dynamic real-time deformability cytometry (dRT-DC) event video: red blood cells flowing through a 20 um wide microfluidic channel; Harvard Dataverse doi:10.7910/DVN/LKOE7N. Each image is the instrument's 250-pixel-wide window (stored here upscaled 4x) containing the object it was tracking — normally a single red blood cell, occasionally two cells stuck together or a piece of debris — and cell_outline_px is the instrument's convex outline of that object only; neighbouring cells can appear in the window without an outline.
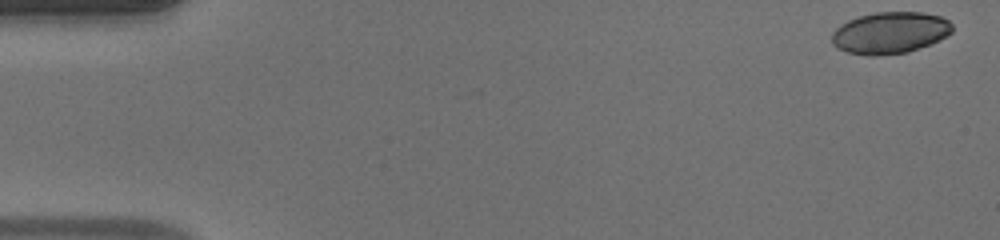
{"species": "human", "species_latin": "Homo sapiens", "temperature_condition": "warm", "stored_images_in_passage": 49, "camera_frame_rate_fps": 3000, "um_per_image_px": 0.085, "donor": {"sex": "male"}, "frame": {"image": 1, "passage_image": 1, "time_ms": 0.0, "image_size_px": [1000, 240], "cell_outline_px": [[952, 32], [948, 36], [940, 40], [908, 52], [876, 56], [868, 56], [848, 52], [836, 48], [832, 44], [832, 32], [840, 24], [848, 20], [860, 16], [876, 12], [920, 12], [940, 16], [948, 20], [952, 24]], "centroid_in_image_um": [75.64, 2.79], "position_along_channel_um": 9.4, "area_um2": 29.42}}
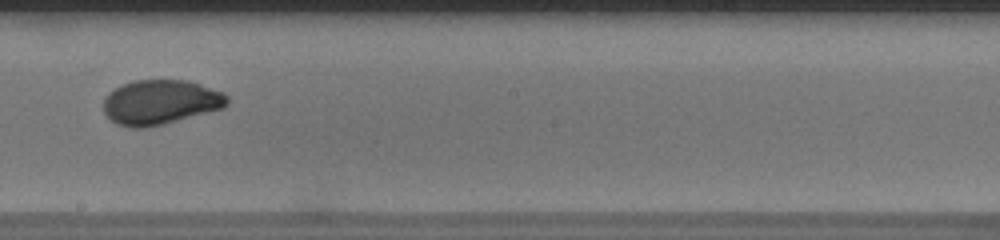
{"frame": {"image": 2, "passage_image": 28, "time_ms": 9.0, "image_size_px": [1000, 240], "cell_outline_px": [[228, 104], [224, 108], [164, 124], [144, 128], [132, 128], [116, 124], [104, 112], [104, 96], [108, 92], [124, 84], [136, 80], [188, 80], [224, 92], [228, 96]], "centroid_in_image_um": [13.65, 8.69], "position_along_channel_um": 234.5, "area_um2": 32.31}}
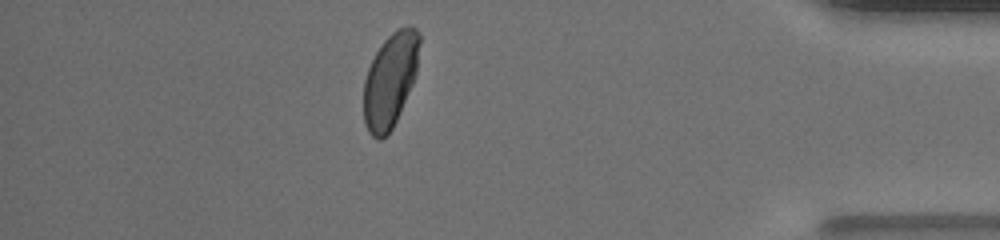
{"frame": {"image": 3, "passage_image": 43, "time_ms": 14.0, "image_size_px": [1000, 240], "cell_outline_px": [[420, 40], [416, 72], [412, 84], [396, 120], [392, 128], [380, 140], [376, 140], [368, 132], [364, 124], [364, 80], [368, 68], [380, 44], [396, 28], [408, 24], [416, 28], [420, 32]], "centroid_in_image_um": [33.16, 6.76], "position_along_channel_um": 402.0, "area_um2": 30.69}, "authors_computed_cell_mechanics": {"area_um2": 31.2698, "velocity_mm_per_s": 4.1593, "shape_relaxation_time_tau1_ms": 3.7043, "shape_relaxation_time_tau2_ms": null, "deformation_change_tau1": 0.1477, "deformation_change_tau2": null}}